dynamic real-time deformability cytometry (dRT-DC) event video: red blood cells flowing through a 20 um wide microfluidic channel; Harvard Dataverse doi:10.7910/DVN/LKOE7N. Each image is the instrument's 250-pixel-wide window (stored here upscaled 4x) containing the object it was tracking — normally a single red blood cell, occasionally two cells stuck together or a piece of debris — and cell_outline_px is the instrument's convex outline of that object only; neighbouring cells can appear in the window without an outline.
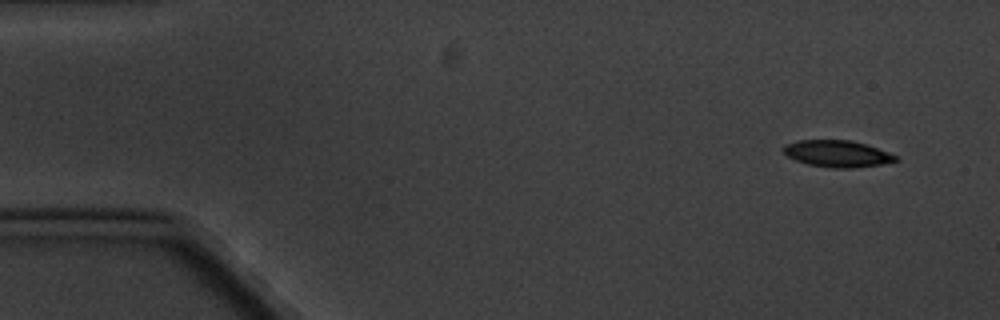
{"species": "common noctule bat (a hibernating species)", "species_latin": "Nyctalus noctula", "temperature_condition": "cold", "stored_images_in_passage": 6, "camera_frame_rate_fps": 3000, "um_per_image_px": 0.085, "animal": {"sex": "male", "body_mass_g": 20.1, "forearm_length_mm": 53.5}, "frame": {"image": 1, "passage_image": 1, "time_ms": 0.0, "image_size_px": [1000, 320], "cell_outline_px": [[900, 160], [880, 164], [856, 168], [832, 168], [808, 164], [796, 160], [788, 156], [780, 148], [784, 144], [796, 140], [852, 140], [888, 152], [896, 156]], "centroid_in_image_um": [71.12, 13.06], "position_along_channel_um": 13.9, "area_um2": 17.46}}
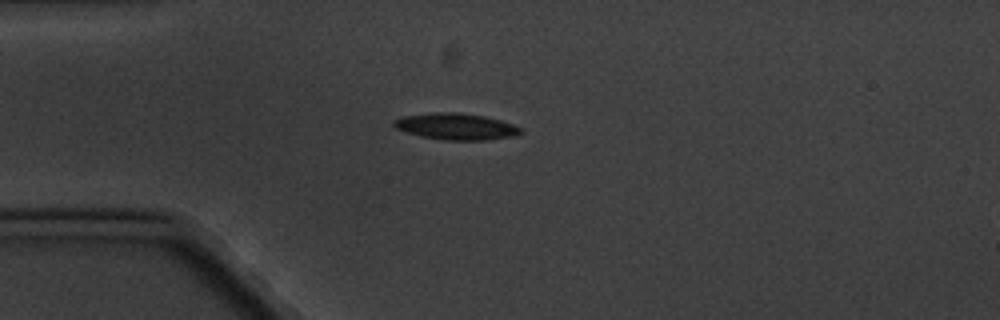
{"frame": {"image": 2, "passage_image": 4, "time_ms": 3.667, "image_size_px": [1000, 320], "cell_outline_px": [[524, 132], [516, 136], [484, 140], [444, 140], [424, 136], [408, 132], [396, 128], [392, 124], [392, 120], [400, 116], [436, 112], [456, 112], [484, 116], [500, 120], [512, 124], [520, 128]], "centroid_in_image_um": [38.76, 10.74], "position_along_channel_um": 46.2, "area_um2": 19.48}}